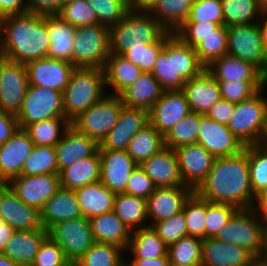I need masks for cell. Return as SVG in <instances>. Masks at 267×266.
<instances>
[{
  "instance_id": "57",
  "label": "cell",
  "mask_w": 267,
  "mask_h": 266,
  "mask_svg": "<svg viewBox=\"0 0 267 266\" xmlns=\"http://www.w3.org/2000/svg\"><path fill=\"white\" fill-rule=\"evenodd\" d=\"M220 26L213 22H183L173 33L194 48L204 37L214 33Z\"/></svg>"
},
{
  "instance_id": "47",
  "label": "cell",
  "mask_w": 267,
  "mask_h": 266,
  "mask_svg": "<svg viewBox=\"0 0 267 266\" xmlns=\"http://www.w3.org/2000/svg\"><path fill=\"white\" fill-rule=\"evenodd\" d=\"M199 124L200 114L190 112L164 136L165 147L176 149L182 145L196 143Z\"/></svg>"
},
{
  "instance_id": "74",
  "label": "cell",
  "mask_w": 267,
  "mask_h": 266,
  "mask_svg": "<svg viewBox=\"0 0 267 266\" xmlns=\"http://www.w3.org/2000/svg\"><path fill=\"white\" fill-rule=\"evenodd\" d=\"M1 75H2V54H0V87H1Z\"/></svg>"
},
{
  "instance_id": "71",
  "label": "cell",
  "mask_w": 267,
  "mask_h": 266,
  "mask_svg": "<svg viewBox=\"0 0 267 266\" xmlns=\"http://www.w3.org/2000/svg\"><path fill=\"white\" fill-rule=\"evenodd\" d=\"M255 198H267V186L261 192H259Z\"/></svg>"
},
{
  "instance_id": "18",
  "label": "cell",
  "mask_w": 267,
  "mask_h": 266,
  "mask_svg": "<svg viewBox=\"0 0 267 266\" xmlns=\"http://www.w3.org/2000/svg\"><path fill=\"white\" fill-rule=\"evenodd\" d=\"M190 112L189 103L181 90L164 91L148 111L149 123L165 136Z\"/></svg>"
},
{
  "instance_id": "73",
  "label": "cell",
  "mask_w": 267,
  "mask_h": 266,
  "mask_svg": "<svg viewBox=\"0 0 267 266\" xmlns=\"http://www.w3.org/2000/svg\"><path fill=\"white\" fill-rule=\"evenodd\" d=\"M253 266H267V264L256 259Z\"/></svg>"
},
{
  "instance_id": "56",
  "label": "cell",
  "mask_w": 267,
  "mask_h": 266,
  "mask_svg": "<svg viewBox=\"0 0 267 266\" xmlns=\"http://www.w3.org/2000/svg\"><path fill=\"white\" fill-rule=\"evenodd\" d=\"M163 242L169 246L181 237L187 236L184 212L181 211L166 220L151 225Z\"/></svg>"
},
{
  "instance_id": "4",
  "label": "cell",
  "mask_w": 267,
  "mask_h": 266,
  "mask_svg": "<svg viewBox=\"0 0 267 266\" xmlns=\"http://www.w3.org/2000/svg\"><path fill=\"white\" fill-rule=\"evenodd\" d=\"M105 79L102 68L75 67L63 91L65 117L71 122L80 113L101 100Z\"/></svg>"
},
{
  "instance_id": "41",
  "label": "cell",
  "mask_w": 267,
  "mask_h": 266,
  "mask_svg": "<svg viewBox=\"0 0 267 266\" xmlns=\"http://www.w3.org/2000/svg\"><path fill=\"white\" fill-rule=\"evenodd\" d=\"M224 25L253 24L255 16L263 17L262 0H221Z\"/></svg>"
},
{
  "instance_id": "48",
  "label": "cell",
  "mask_w": 267,
  "mask_h": 266,
  "mask_svg": "<svg viewBox=\"0 0 267 266\" xmlns=\"http://www.w3.org/2000/svg\"><path fill=\"white\" fill-rule=\"evenodd\" d=\"M252 192L256 196L267 186V147L262 143L247 145Z\"/></svg>"
},
{
  "instance_id": "5",
  "label": "cell",
  "mask_w": 267,
  "mask_h": 266,
  "mask_svg": "<svg viewBox=\"0 0 267 266\" xmlns=\"http://www.w3.org/2000/svg\"><path fill=\"white\" fill-rule=\"evenodd\" d=\"M109 29L111 53L118 55H122L135 43H152L167 31L149 11L132 8L121 21Z\"/></svg>"
},
{
  "instance_id": "40",
  "label": "cell",
  "mask_w": 267,
  "mask_h": 266,
  "mask_svg": "<svg viewBox=\"0 0 267 266\" xmlns=\"http://www.w3.org/2000/svg\"><path fill=\"white\" fill-rule=\"evenodd\" d=\"M192 5L190 0H158L149 12L166 30L174 32L188 19Z\"/></svg>"
},
{
  "instance_id": "8",
  "label": "cell",
  "mask_w": 267,
  "mask_h": 266,
  "mask_svg": "<svg viewBox=\"0 0 267 266\" xmlns=\"http://www.w3.org/2000/svg\"><path fill=\"white\" fill-rule=\"evenodd\" d=\"M123 106L120 96L108 93L73 119L71 126L99 144L118 122Z\"/></svg>"
},
{
  "instance_id": "60",
  "label": "cell",
  "mask_w": 267,
  "mask_h": 266,
  "mask_svg": "<svg viewBox=\"0 0 267 266\" xmlns=\"http://www.w3.org/2000/svg\"><path fill=\"white\" fill-rule=\"evenodd\" d=\"M62 6L61 0H26V11L40 15H56Z\"/></svg>"
},
{
  "instance_id": "76",
  "label": "cell",
  "mask_w": 267,
  "mask_h": 266,
  "mask_svg": "<svg viewBox=\"0 0 267 266\" xmlns=\"http://www.w3.org/2000/svg\"><path fill=\"white\" fill-rule=\"evenodd\" d=\"M264 146H266L267 147V129H266V133H265V136H264V138H263V140H262V142H261Z\"/></svg>"
},
{
  "instance_id": "52",
  "label": "cell",
  "mask_w": 267,
  "mask_h": 266,
  "mask_svg": "<svg viewBox=\"0 0 267 266\" xmlns=\"http://www.w3.org/2000/svg\"><path fill=\"white\" fill-rule=\"evenodd\" d=\"M218 84L222 99L237 104L263 90L267 81H225Z\"/></svg>"
},
{
  "instance_id": "28",
  "label": "cell",
  "mask_w": 267,
  "mask_h": 266,
  "mask_svg": "<svg viewBox=\"0 0 267 266\" xmlns=\"http://www.w3.org/2000/svg\"><path fill=\"white\" fill-rule=\"evenodd\" d=\"M40 222L45 230H49L60 221L75 219L82 216L74 190L60 187L39 210Z\"/></svg>"
},
{
  "instance_id": "30",
  "label": "cell",
  "mask_w": 267,
  "mask_h": 266,
  "mask_svg": "<svg viewBox=\"0 0 267 266\" xmlns=\"http://www.w3.org/2000/svg\"><path fill=\"white\" fill-rule=\"evenodd\" d=\"M47 236L48 231L43 227L34 230H15L2 254L19 266H31L41 243Z\"/></svg>"
},
{
  "instance_id": "36",
  "label": "cell",
  "mask_w": 267,
  "mask_h": 266,
  "mask_svg": "<svg viewBox=\"0 0 267 266\" xmlns=\"http://www.w3.org/2000/svg\"><path fill=\"white\" fill-rule=\"evenodd\" d=\"M105 84L113 88L114 95H120L132 85L144 72L122 55L112 54L103 67Z\"/></svg>"
},
{
  "instance_id": "72",
  "label": "cell",
  "mask_w": 267,
  "mask_h": 266,
  "mask_svg": "<svg viewBox=\"0 0 267 266\" xmlns=\"http://www.w3.org/2000/svg\"><path fill=\"white\" fill-rule=\"evenodd\" d=\"M262 9L264 13H267V0H262Z\"/></svg>"
},
{
  "instance_id": "69",
  "label": "cell",
  "mask_w": 267,
  "mask_h": 266,
  "mask_svg": "<svg viewBox=\"0 0 267 266\" xmlns=\"http://www.w3.org/2000/svg\"><path fill=\"white\" fill-rule=\"evenodd\" d=\"M263 19L261 22L259 21L261 36H262V43L264 49L267 51V13L263 14Z\"/></svg>"
},
{
  "instance_id": "24",
  "label": "cell",
  "mask_w": 267,
  "mask_h": 266,
  "mask_svg": "<svg viewBox=\"0 0 267 266\" xmlns=\"http://www.w3.org/2000/svg\"><path fill=\"white\" fill-rule=\"evenodd\" d=\"M193 192L189 186L156 188L146 199L147 218L150 216L153 220L148 226L183 211L186 200Z\"/></svg>"
},
{
  "instance_id": "59",
  "label": "cell",
  "mask_w": 267,
  "mask_h": 266,
  "mask_svg": "<svg viewBox=\"0 0 267 266\" xmlns=\"http://www.w3.org/2000/svg\"><path fill=\"white\" fill-rule=\"evenodd\" d=\"M157 187L138 165L132 172L124 194L148 198Z\"/></svg>"
},
{
  "instance_id": "32",
  "label": "cell",
  "mask_w": 267,
  "mask_h": 266,
  "mask_svg": "<svg viewBox=\"0 0 267 266\" xmlns=\"http://www.w3.org/2000/svg\"><path fill=\"white\" fill-rule=\"evenodd\" d=\"M49 35L48 58L63 59L72 63L74 36L77 27L63 20L58 14L46 15Z\"/></svg>"
},
{
  "instance_id": "46",
  "label": "cell",
  "mask_w": 267,
  "mask_h": 266,
  "mask_svg": "<svg viewBox=\"0 0 267 266\" xmlns=\"http://www.w3.org/2000/svg\"><path fill=\"white\" fill-rule=\"evenodd\" d=\"M173 32L167 30L158 40L149 44H134L122 56L137 65L144 73H151L157 55L163 49L165 40Z\"/></svg>"
},
{
  "instance_id": "55",
  "label": "cell",
  "mask_w": 267,
  "mask_h": 266,
  "mask_svg": "<svg viewBox=\"0 0 267 266\" xmlns=\"http://www.w3.org/2000/svg\"><path fill=\"white\" fill-rule=\"evenodd\" d=\"M184 22H213L224 25L221 0H197Z\"/></svg>"
},
{
  "instance_id": "70",
  "label": "cell",
  "mask_w": 267,
  "mask_h": 266,
  "mask_svg": "<svg viewBox=\"0 0 267 266\" xmlns=\"http://www.w3.org/2000/svg\"><path fill=\"white\" fill-rule=\"evenodd\" d=\"M0 266H19L6 255L0 253Z\"/></svg>"
},
{
  "instance_id": "65",
  "label": "cell",
  "mask_w": 267,
  "mask_h": 266,
  "mask_svg": "<svg viewBox=\"0 0 267 266\" xmlns=\"http://www.w3.org/2000/svg\"><path fill=\"white\" fill-rule=\"evenodd\" d=\"M252 209L263 224H267V198H255Z\"/></svg>"
},
{
  "instance_id": "61",
  "label": "cell",
  "mask_w": 267,
  "mask_h": 266,
  "mask_svg": "<svg viewBox=\"0 0 267 266\" xmlns=\"http://www.w3.org/2000/svg\"><path fill=\"white\" fill-rule=\"evenodd\" d=\"M235 107V103L221 99L207 112L206 116L220 124L228 125L234 114Z\"/></svg>"
},
{
  "instance_id": "9",
  "label": "cell",
  "mask_w": 267,
  "mask_h": 266,
  "mask_svg": "<svg viewBox=\"0 0 267 266\" xmlns=\"http://www.w3.org/2000/svg\"><path fill=\"white\" fill-rule=\"evenodd\" d=\"M263 226L252 208L238 209L215 238L242 247L257 259L262 249Z\"/></svg>"
},
{
  "instance_id": "68",
  "label": "cell",
  "mask_w": 267,
  "mask_h": 266,
  "mask_svg": "<svg viewBox=\"0 0 267 266\" xmlns=\"http://www.w3.org/2000/svg\"><path fill=\"white\" fill-rule=\"evenodd\" d=\"M257 260L267 264V224L263 226L262 230V249Z\"/></svg>"
},
{
  "instance_id": "49",
  "label": "cell",
  "mask_w": 267,
  "mask_h": 266,
  "mask_svg": "<svg viewBox=\"0 0 267 266\" xmlns=\"http://www.w3.org/2000/svg\"><path fill=\"white\" fill-rule=\"evenodd\" d=\"M228 38L225 25H220L212 34L204 37L194 49L199 61L206 67L214 59L227 54Z\"/></svg>"
},
{
  "instance_id": "27",
  "label": "cell",
  "mask_w": 267,
  "mask_h": 266,
  "mask_svg": "<svg viewBox=\"0 0 267 266\" xmlns=\"http://www.w3.org/2000/svg\"><path fill=\"white\" fill-rule=\"evenodd\" d=\"M98 147L99 144L93 138L78 132L70 125L63 133L60 142L54 147L59 173L76 161L92 156Z\"/></svg>"
},
{
  "instance_id": "17",
  "label": "cell",
  "mask_w": 267,
  "mask_h": 266,
  "mask_svg": "<svg viewBox=\"0 0 267 266\" xmlns=\"http://www.w3.org/2000/svg\"><path fill=\"white\" fill-rule=\"evenodd\" d=\"M7 184L21 201L40 210L60 188V174L20 175Z\"/></svg>"
},
{
  "instance_id": "58",
  "label": "cell",
  "mask_w": 267,
  "mask_h": 266,
  "mask_svg": "<svg viewBox=\"0 0 267 266\" xmlns=\"http://www.w3.org/2000/svg\"><path fill=\"white\" fill-rule=\"evenodd\" d=\"M68 261L62 248L48 235L41 243L31 266H62Z\"/></svg>"
},
{
  "instance_id": "50",
  "label": "cell",
  "mask_w": 267,
  "mask_h": 266,
  "mask_svg": "<svg viewBox=\"0 0 267 266\" xmlns=\"http://www.w3.org/2000/svg\"><path fill=\"white\" fill-rule=\"evenodd\" d=\"M187 235L205 239L206 200L193 192L184 207Z\"/></svg>"
},
{
  "instance_id": "21",
  "label": "cell",
  "mask_w": 267,
  "mask_h": 266,
  "mask_svg": "<svg viewBox=\"0 0 267 266\" xmlns=\"http://www.w3.org/2000/svg\"><path fill=\"white\" fill-rule=\"evenodd\" d=\"M101 157L100 181L115 194L125 193L128 180L138 166L126 150H98Z\"/></svg>"
},
{
  "instance_id": "45",
  "label": "cell",
  "mask_w": 267,
  "mask_h": 266,
  "mask_svg": "<svg viewBox=\"0 0 267 266\" xmlns=\"http://www.w3.org/2000/svg\"><path fill=\"white\" fill-rule=\"evenodd\" d=\"M123 251L113 244L94 242L75 262L77 266H119L125 260Z\"/></svg>"
},
{
  "instance_id": "2",
  "label": "cell",
  "mask_w": 267,
  "mask_h": 266,
  "mask_svg": "<svg viewBox=\"0 0 267 266\" xmlns=\"http://www.w3.org/2000/svg\"><path fill=\"white\" fill-rule=\"evenodd\" d=\"M50 42L46 15L23 12L0 18V52L26 64L47 57Z\"/></svg>"
},
{
  "instance_id": "3",
  "label": "cell",
  "mask_w": 267,
  "mask_h": 266,
  "mask_svg": "<svg viewBox=\"0 0 267 266\" xmlns=\"http://www.w3.org/2000/svg\"><path fill=\"white\" fill-rule=\"evenodd\" d=\"M205 66L194 48L172 33L159 52L151 71L165 91L182 90L186 80L199 75Z\"/></svg>"
},
{
  "instance_id": "25",
  "label": "cell",
  "mask_w": 267,
  "mask_h": 266,
  "mask_svg": "<svg viewBox=\"0 0 267 266\" xmlns=\"http://www.w3.org/2000/svg\"><path fill=\"white\" fill-rule=\"evenodd\" d=\"M139 166L157 188L186 186L183 184L174 149L164 147Z\"/></svg>"
},
{
  "instance_id": "23",
  "label": "cell",
  "mask_w": 267,
  "mask_h": 266,
  "mask_svg": "<svg viewBox=\"0 0 267 266\" xmlns=\"http://www.w3.org/2000/svg\"><path fill=\"white\" fill-rule=\"evenodd\" d=\"M181 91L185 94L191 112L200 115H206L222 99L218 82L206 69L186 80Z\"/></svg>"
},
{
  "instance_id": "42",
  "label": "cell",
  "mask_w": 267,
  "mask_h": 266,
  "mask_svg": "<svg viewBox=\"0 0 267 266\" xmlns=\"http://www.w3.org/2000/svg\"><path fill=\"white\" fill-rule=\"evenodd\" d=\"M70 125L71 122L66 117H57L30 124L24 130L34 145L55 147L62 139L60 131L66 132Z\"/></svg>"
},
{
  "instance_id": "38",
  "label": "cell",
  "mask_w": 267,
  "mask_h": 266,
  "mask_svg": "<svg viewBox=\"0 0 267 266\" xmlns=\"http://www.w3.org/2000/svg\"><path fill=\"white\" fill-rule=\"evenodd\" d=\"M127 250L134 255L133 258L149 259L167 256L168 246L152 226H147L132 231Z\"/></svg>"
},
{
  "instance_id": "54",
  "label": "cell",
  "mask_w": 267,
  "mask_h": 266,
  "mask_svg": "<svg viewBox=\"0 0 267 266\" xmlns=\"http://www.w3.org/2000/svg\"><path fill=\"white\" fill-rule=\"evenodd\" d=\"M237 210L230 204L210 203L206 200L205 238H214Z\"/></svg>"
},
{
  "instance_id": "44",
  "label": "cell",
  "mask_w": 267,
  "mask_h": 266,
  "mask_svg": "<svg viewBox=\"0 0 267 266\" xmlns=\"http://www.w3.org/2000/svg\"><path fill=\"white\" fill-rule=\"evenodd\" d=\"M202 241L201 238L187 235L170 244L167 251L170 263L181 266L202 264Z\"/></svg>"
},
{
  "instance_id": "19",
  "label": "cell",
  "mask_w": 267,
  "mask_h": 266,
  "mask_svg": "<svg viewBox=\"0 0 267 266\" xmlns=\"http://www.w3.org/2000/svg\"><path fill=\"white\" fill-rule=\"evenodd\" d=\"M183 184L195 190L206 178L215 157L201 144H187L174 149Z\"/></svg>"
},
{
  "instance_id": "39",
  "label": "cell",
  "mask_w": 267,
  "mask_h": 266,
  "mask_svg": "<svg viewBox=\"0 0 267 266\" xmlns=\"http://www.w3.org/2000/svg\"><path fill=\"white\" fill-rule=\"evenodd\" d=\"M113 212L130 229L135 231L147 227L143 222L147 221L146 198L127 194H116ZM137 225V227H135Z\"/></svg>"
},
{
  "instance_id": "37",
  "label": "cell",
  "mask_w": 267,
  "mask_h": 266,
  "mask_svg": "<svg viewBox=\"0 0 267 266\" xmlns=\"http://www.w3.org/2000/svg\"><path fill=\"white\" fill-rule=\"evenodd\" d=\"M164 147V136L148 123L129 141L126 151L134 162L140 165Z\"/></svg>"
},
{
  "instance_id": "11",
  "label": "cell",
  "mask_w": 267,
  "mask_h": 266,
  "mask_svg": "<svg viewBox=\"0 0 267 266\" xmlns=\"http://www.w3.org/2000/svg\"><path fill=\"white\" fill-rule=\"evenodd\" d=\"M227 54L255 65L267 77V51L263 47L259 22L226 26Z\"/></svg>"
},
{
  "instance_id": "14",
  "label": "cell",
  "mask_w": 267,
  "mask_h": 266,
  "mask_svg": "<svg viewBox=\"0 0 267 266\" xmlns=\"http://www.w3.org/2000/svg\"><path fill=\"white\" fill-rule=\"evenodd\" d=\"M1 78L0 109L16 115L29 85L25 64L9 60L2 55Z\"/></svg>"
},
{
  "instance_id": "20",
  "label": "cell",
  "mask_w": 267,
  "mask_h": 266,
  "mask_svg": "<svg viewBox=\"0 0 267 266\" xmlns=\"http://www.w3.org/2000/svg\"><path fill=\"white\" fill-rule=\"evenodd\" d=\"M148 123L147 110L123 106L118 122L99 143L98 150H126L129 141Z\"/></svg>"
},
{
  "instance_id": "16",
  "label": "cell",
  "mask_w": 267,
  "mask_h": 266,
  "mask_svg": "<svg viewBox=\"0 0 267 266\" xmlns=\"http://www.w3.org/2000/svg\"><path fill=\"white\" fill-rule=\"evenodd\" d=\"M0 219L14 230L42 228L39 210L21 201L6 183H0Z\"/></svg>"
},
{
  "instance_id": "22",
  "label": "cell",
  "mask_w": 267,
  "mask_h": 266,
  "mask_svg": "<svg viewBox=\"0 0 267 266\" xmlns=\"http://www.w3.org/2000/svg\"><path fill=\"white\" fill-rule=\"evenodd\" d=\"M33 147L34 143L22 128L0 146V183L7 184L21 175L22 166Z\"/></svg>"
},
{
  "instance_id": "77",
  "label": "cell",
  "mask_w": 267,
  "mask_h": 266,
  "mask_svg": "<svg viewBox=\"0 0 267 266\" xmlns=\"http://www.w3.org/2000/svg\"><path fill=\"white\" fill-rule=\"evenodd\" d=\"M168 266H181V265H177V264H174V263H169ZM190 266H202V264L190 265Z\"/></svg>"
},
{
  "instance_id": "6",
  "label": "cell",
  "mask_w": 267,
  "mask_h": 266,
  "mask_svg": "<svg viewBox=\"0 0 267 266\" xmlns=\"http://www.w3.org/2000/svg\"><path fill=\"white\" fill-rule=\"evenodd\" d=\"M260 90L250 99L236 104L228 123L230 131L244 144H259L267 129V98Z\"/></svg>"
},
{
  "instance_id": "13",
  "label": "cell",
  "mask_w": 267,
  "mask_h": 266,
  "mask_svg": "<svg viewBox=\"0 0 267 266\" xmlns=\"http://www.w3.org/2000/svg\"><path fill=\"white\" fill-rule=\"evenodd\" d=\"M215 158L232 156L244 150L245 145L230 131L206 115H200L197 142Z\"/></svg>"
},
{
  "instance_id": "62",
  "label": "cell",
  "mask_w": 267,
  "mask_h": 266,
  "mask_svg": "<svg viewBox=\"0 0 267 266\" xmlns=\"http://www.w3.org/2000/svg\"><path fill=\"white\" fill-rule=\"evenodd\" d=\"M19 129L15 114L0 109V146L9 140Z\"/></svg>"
},
{
  "instance_id": "80",
  "label": "cell",
  "mask_w": 267,
  "mask_h": 266,
  "mask_svg": "<svg viewBox=\"0 0 267 266\" xmlns=\"http://www.w3.org/2000/svg\"><path fill=\"white\" fill-rule=\"evenodd\" d=\"M69 1H72V0H61V2L64 4L66 2H69Z\"/></svg>"
},
{
  "instance_id": "67",
  "label": "cell",
  "mask_w": 267,
  "mask_h": 266,
  "mask_svg": "<svg viewBox=\"0 0 267 266\" xmlns=\"http://www.w3.org/2000/svg\"><path fill=\"white\" fill-rule=\"evenodd\" d=\"M158 0H136L131 8L137 11H149Z\"/></svg>"
},
{
  "instance_id": "15",
  "label": "cell",
  "mask_w": 267,
  "mask_h": 266,
  "mask_svg": "<svg viewBox=\"0 0 267 266\" xmlns=\"http://www.w3.org/2000/svg\"><path fill=\"white\" fill-rule=\"evenodd\" d=\"M28 74V84L47 87L63 92L75 66L66 60L41 58L25 64Z\"/></svg>"
},
{
  "instance_id": "10",
  "label": "cell",
  "mask_w": 267,
  "mask_h": 266,
  "mask_svg": "<svg viewBox=\"0 0 267 266\" xmlns=\"http://www.w3.org/2000/svg\"><path fill=\"white\" fill-rule=\"evenodd\" d=\"M15 116L22 129L42 120L65 117L63 92L28 85L21 108Z\"/></svg>"
},
{
  "instance_id": "31",
  "label": "cell",
  "mask_w": 267,
  "mask_h": 266,
  "mask_svg": "<svg viewBox=\"0 0 267 266\" xmlns=\"http://www.w3.org/2000/svg\"><path fill=\"white\" fill-rule=\"evenodd\" d=\"M89 222L95 242L127 249L132 232L113 211L92 217Z\"/></svg>"
},
{
  "instance_id": "33",
  "label": "cell",
  "mask_w": 267,
  "mask_h": 266,
  "mask_svg": "<svg viewBox=\"0 0 267 266\" xmlns=\"http://www.w3.org/2000/svg\"><path fill=\"white\" fill-rule=\"evenodd\" d=\"M101 178V157L97 150L92 156L76 161L60 172V187L76 190L99 182Z\"/></svg>"
},
{
  "instance_id": "79",
  "label": "cell",
  "mask_w": 267,
  "mask_h": 266,
  "mask_svg": "<svg viewBox=\"0 0 267 266\" xmlns=\"http://www.w3.org/2000/svg\"><path fill=\"white\" fill-rule=\"evenodd\" d=\"M119 266H129L126 262V260L124 262H122Z\"/></svg>"
},
{
  "instance_id": "7",
  "label": "cell",
  "mask_w": 267,
  "mask_h": 266,
  "mask_svg": "<svg viewBox=\"0 0 267 266\" xmlns=\"http://www.w3.org/2000/svg\"><path fill=\"white\" fill-rule=\"evenodd\" d=\"M110 53L109 27L99 23L77 27L72 52L75 67L103 69Z\"/></svg>"
},
{
  "instance_id": "75",
  "label": "cell",
  "mask_w": 267,
  "mask_h": 266,
  "mask_svg": "<svg viewBox=\"0 0 267 266\" xmlns=\"http://www.w3.org/2000/svg\"><path fill=\"white\" fill-rule=\"evenodd\" d=\"M62 266H77L75 261H68L67 263L63 264Z\"/></svg>"
},
{
  "instance_id": "51",
  "label": "cell",
  "mask_w": 267,
  "mask_h": 266,
  "mask_svg": "<svg viewBox=\"0 0 267 266\" xmlns=\"http://www.w3.org/2000/svg\"><path fill=\"white\" fill-rule=\"evenodd\" d=\"M95 11L98 23L112 27L121 21L131 6L125 0H86Z\"/></svg>"
},
{
  "instance_id": "35",
  "label": "cell",
  "mask_w": 267,
  "mask_h": 266,
  "mask_svg": "<svg viewBox=\"0 0 267 266\" xmlns=\"http://www.w3.org/2000/svg\"><path fill=\"white\" fill-rule=\"evenodd\" d=\"M164 91L152 73H143L119 96L124 106L149 111Z\"/></svg>"
},
{
  "instance_id": "66",
  "label": "cell",
  "mask_w": 267,
  "mask_h": 266,
  "mask_svg": "<svg viewBox=\"0 0 267 266\" xmlns=\"http://www.w3.org/2000/svg\"><path fill=\"white\" fill-rule=\"evenodd\" d=\"M14 229L0 219V253L3 252L7 241L14 233Z\"/></svg>"
},
{
  "instance_id": "63",
  "label": "cell",
  "mask_w": 267,
  "mask_h": 266,
  "mask_svg": "<svg viewBox=\"0 0 267 266\" xmlns=\"http://www.w3.org/2000/svg\"><path fill=\"white\" fill-rule=\"evenodd\" d=\"M26 12V0H0V18Z\"/></svg>"
},
{
  "instance_id": "29",
  "label": "cell",
  "mask_w": 267,
  "mask_h": 266,
  "mask_svg": "<svg viewBox=\"0 0 267 266\" xmlns=\"http://www.w3.org/2000/svg\"><path fill=\"white\" fill-rule=\"evenodd\" d=\"M205 69L217 82L267 81V77L255 65L228 54L214 59Z\"/></svg>"
},
{
  "instance_id": "53",
  "label": "cell",
  "mask_w": 267,
  "mask_h": 266,
  "mask_svg": "<svg viewBox=\"0 0 267 266\" xmlns=\"http://www.w3.org/2000/svg\"><path fill=\"white\" fill-rule=\"evenodd\" d=\"M58 15L74 27L98 23L95 11L87 4L86 0H72L64 3Z\"/></svg>"
},
{
  "instance_id": "43",
  "label": "cell",
  "mask_w": 267,
  "mask_h": 266,
  "mask_svg": "<svg viewBox=\"0 0 267 266\" xmlns=\"http://www.w3.org/2000/svg\"><path fill=\"white\" fill-rule=\"evenodd\" d=\"M40 174H60L53 146L34 145L22 166L21 175L36 176Z\"/></svg>"
},
{
  "instance_id": "1",
  "label": "cell",
  "mask_w": 267,
  "mask_h": 266,
  "mask_svg": "<svg viewBox=\"0 0 267 266\" xmlns=\"http://www.w3.org/2000/svg\"><path fill=\"white\" fill-rule=\"evenodd\" d=\"M194 192L210 203L252 208L255 195L250 183L247 145L238 154L215 158L208 175Z\"/></svg>"
},
{
  "instance_id": "64",
  "label": "cell",
  "mask_w": 267,
  "mask_h": 266,
  "mask_svg": "<svg viewBox=\"0 0 267 266\" xmlns=\"http://www.w3.org/2000/svg\"><path fill=\"white\" fill-rule=\"evenodd\" d=\"M126 261L129 266H168L170 263L168 256H160L157 258L141 259V258H132Z\"/></svg>"
},
{
  "instance_id": "34",
  "label": "cell",
  "mask_w": 267,
  "mask_h": 266,
  "mask_svg": "<svg viewBox=\"0 0 267 266\" xmlns=\"http://www.w3.org/2000/svg\"><path fill=\"white\" fill-rule=\"evenodd\" d=\"M81 208L82 216L92 217L113 211L116 194L101 181L74 190Z\"/></svg>"
},
{
  "instance_id": "12",
  "label": "cell",
  "mask_w": 267,
  "mask_h": 266,
  "mask_svg": "<svg viewBox=\"0 0 267 266\" xmlns=\"http://www.w3.org/2000/svg\"><path fill=\"white\" fill-rule=\"evenodd\" d=\"M48 235L62 248L69 261L79 259L95 242L89 219L81 216L56 223Z\"/></svg>"
},
{
  "instance_id": "26",
  "label": "cell",
  "mask_w": 267,
  "mask_h": 266,
  "mask_svg": "<svg viewBox=\"0 0 267 266\" xmlns=\"http://www.w3.org/2000/svg\"><path fill=\"white\" fill-rule=\"evenodd\" d=\"M255 260L244 248L215 237L202 241V266H253Z\"/></svg>"
},
{
  "instance_id": "78",
  "label": "cell",
  "mask_w": 267,
  "mask_h": 266,
  "mask_svg": "<svg viewBox=\"0 0 267 266\" xmlns=\"http://www.w3.org/2000/svg\"><path fill=\"white\" fill-rule=\"evenodd\" d=\"M130 6L136 1V0H125Z\"/></svg>"
}]
</instances>
